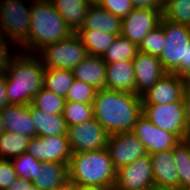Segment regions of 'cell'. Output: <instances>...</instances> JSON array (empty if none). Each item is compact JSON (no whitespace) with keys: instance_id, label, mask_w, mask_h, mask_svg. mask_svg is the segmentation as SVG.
<instances>
[{"instance_id":"1","label":"cell","mask_w":190,"mask_h":190,"mask_svg":"<svg viewBox=\"0 0 190 190\" xmlns=\"http://www.w3.org/2000/svg\"><path fill=\"white\" fill-rule=\"evenodd\" d=\"M93 115L109 135L132 131L142 114V96L107 88L97 90Z\"/></svg>"},{"instance_id":"2","label":"cell","mask_w":190,"mask_h":190,"mask_svg":"<svg viewBox=\"0 0 190 190\" xmlns=\"http://www.w3.org/2000/svg\"><path fill=\"white\" fill-rule=\"evenodd\" d=\"M20 52L15 53L4 74L6 95L9 104L30 105L43 87L45 68L37 54Z\"/></svg>"},{"instance_id":"3","label":"cell","mask_w":190,"mask_h":190,"mask_svg":"<svg viewBox=\"0 0 190 190\" xmlns=\"http://www.w3.org/2000/svg\"><path fill=\"white\" fill-rule=\"evenodd\" d=\"M28 39L19 51L37 54L42 48L69 37L73 32L50 0H33ZM21 48V49H20Z\"/></svg>"},{"instance_id":"4","label":"cell","mask_w":190,"mask_h":190,"mask_svg":"<svg viewBox=\"0 0 190 190\" xmlns=\"http://www.w3.org/2000/svg\"><path fill=\"white\" fill-rule=\"evenodd\" d=\"M69 182L86 187L114 189L117 169L107 148L72 153L68 163Z\"/></svg>"},{"instance_id":"5","label":"cell","mask_w":190,"mask_h":190,"mask_svg":"<svg viewBox=\"0 0 190 190\" xmlns=\"http://www.w3.org/2000/svg\"><path fill=\"white\" fill-rule=\"evenodd\" d=\"M37 55L45 69L72 71L89 54L79 36L72 33L61 41L45 46Z\"/></svg>"},{"instance_id":"6","label":"cell","mask_w":190,"mask_h":190,"mask_svg":"<svg viewBox=\"0 0 190 190\" xmlns=\"http://www.w3.org/2000/svg\"><path fill=\"white\" fill-rule=\"evenodd\" d=\"M24 1H0V32L17 45L16 48L28 39L30 30L31 7L28 8Z\"/></svg>"},{"instance_id":"7","label":"cell","mask_w":190,"mask_h":190,"mask_svg":"<svg viewBox=\"0 0 190 190\" xmlns=\"http://www.w3.org/2000/svg\"><path fill=\"white\" fill-rule=\"evenodd\" d=\"M165 44L160 56L163 69L174 73L184 62L186 46L190 44V27L171 22L164 17L160 21Z\"/></svg>"},{"instance_id":"8","label":"cell","mask_w":190,"mask_h":190,"mask_svg":"<svg viewBox=\"0 0 190 190\" xmlns=\"http://www.w3.org/2000/svg\"><path fill=\"white\" fill-rule=\"evenodd\" d=\"M142 114L156 127L175 134L180 140L188 137L183 102L142 105Z\"/></svg>"},{"instance_id":"9","label":"cell","mask_w":190,"mask_h":190,"mask_svg":"<svg viewBox=\"0 0 190 190\" xmlns=\"http://www.w3.org/2000/svg\"><path fill=\"white\" fill-rule=\"evenodd\" d=\"M67 138L72 153H82L104 149L107 146L108 132L95 118L75 126L67 127Z\"/></svg>"},{"instance_id":"10","label":"cell","mask_w":190,"mask_h":190,"mask_svg":"<svg viewBox=\"0 0 190 190\" xmlns=\"http://www.w3.org/2000/svg\"><path fill=\"white\" fill-rule=\"evenodd\" d=\"M155 186L150 155L117 170L113 190H151Z\"/></svg>"},{"instance_id":"11","label":"cell","mask_w":190,"mask_h":190,"mask_svg":"<svg viewBox=\"0 0 190 190\" xmlns=\"http://www.w3.org/2000/svg\"><path fill=\"white\" fill-rule=\"evenodd\" d=\"M163 9L136 8L122 19L121 35L137 46L148 32L160 25Z\"/></svg>"},{"instance_id":"12","label":"cell","mask_w":190,"mask_h":190,"mask_svg":"<svg viewBox=\"0 0 190 190\" xmlns=\"http://www.w3.org/2000/svg\"><path fill=\"white\" fill-rule=\"evenodd\" d=\"M26 153L40 162L69 163L72 156L67 135L33 137Z\"/></svg>"},{"instance_id":"13","label":"cell","mask_w":190,"mask_h":190,"mask_svg":"<svg viewBox=\"0 0 190 190\" xmlns=\"http://www.w3.org/2000/svg\"><path fill=\"white\" fill-rule=\"evenodd\" d=\"M106 148L117 170L148 155L143 144L131 131L109 135Z\"/></svg>"},{"instance_id":"14","label":"cell","mask_w":190,"mask_h":190,"mask_svg":"<svg viewBox=\"0 0 190 190\" xmlns=\"http://www.w3.org/2000/svg\"><path fill=\"white\" fill-rule=\"evenodd\" d=\"M131 132L143 144L148 155L172 150L181 141L175 134L156 127L143 115L136 121Z\"/></svg>"},{"instance_id":"15","label":"cell","mask_w":190,"mask_h":190,"mask_svg":"<svg viewBox=\"0 0 190 190\" xmlns=\"http://www.w3.org/2000/svg\"><path fill=\"white\" fill-rule=\"evenodd\" d=\"M187 83L177 74L166 73L142 95V105L183 102Z\"/></svg>"},{"instance_id":"16","label":"cell","mask_w":190,"mask_h":190,"mask_svg":"<svg viewBox=\"0 0 190 190\" xmlns=\"http://www.w3.org/2000/svg\"><path fill=\"white\" fill-rule=\"evenodd\" d=\"M135 74V94L142 96L167 72L157 56L138 51L132 59Z\"/></svg>"},{"instance_id":"17","label":"cell","mask_w":190,"mask_h":190,"mask_svg":"<svg viewBox=\"0 0 190 190\" xmlns=\"http://www.w3.org/2000/svg\"><path fill=\"white\" fill-rule=\"evenodd\" d=\"M150 158L155 186L179 189V177L172 150L152 153Z\"/></svg>"},{"instance_id":"18","label":"cell","mask_w":190,"mask_h":190,"mask_svg":"<svg viewBox=\"0 0 190 190\" xmlns=\"http://www.w3.org/2000/svg\"><path fill=\"white\" fill-rule=\"evenodd\" d=\"M1 115L4 131L36 137L35 124L30 115V105H7Z\"/></svg>"},{"instance_id":"19","label":"cell","mask_w":190,"mask_h":190,"mask_svg":"<svg viewBox=\"0 0 190 190\" xmlns=\"http://www.w3.org/2000/svg\"><path fill=\"white\" fill-rule=\"evenodd\" d=\"M72 71L74 79L97 90L106 88V62L102 56L88 55Z\"/></svg>"},{"instance_id":"20","label":"cell","mask_w":190,"mask_h":190,"mask_svg":"<svg viewBox=\"0 0 190 190\" xmlns=\"http://www.w3.org/2000/svg\"><path fill=\"white\" fill-rule=\"evenodd\" d=\"M106 88L135 94V74L132 60L106 64Z\"/></svg>"},{"instance_id":"21","label":"cell","mask_w":190,"mask_h":190,"mask_svg":"<svg viewBox=\"0 0 190 190\" xmlns=\"http://www.w3.org/2000/svg\"><path fill=\"white\" fill-rule=\"evenodd\" d=\"M69 182L68 163L41 162L32 183L40 190H55Z\"/></svg>"},{"instance_id":"22","label":"cell","mask_w":190,"mask_h":190,"mask_svg":"<svg viewBox=\"0 0 190 190\" xmlns=\"http://www.w3.org/2000/svg\"><path fill=\"white\" fill-rule=\"evenodd\" d=\"M122 19L100 5L89 6L84 23L79 30H94L121 34Z\"/></svg>"},{"instance_id":"23","label":"cell","mask_w":190,"mask_h":190,"mask_svg":"<svg viewBox=\"0 0 190 190\" xmlns=\"http://www.w3.org/2000/svg\"><path fill=\"white\" fill-rule=\"evenodd\" d=\"M30 115L35 124L36 136L66 135L67 124L62 114H49L30 104Z\"/></svg>"},{"instance_id":"24","label":"cell","mask_w":190,"mask_h":190,"mask_svg":"<svg viewBox=\"0 0 190 190\" xmlns=\"http://www.w3.org/2000/svg\"><path fill=\"white\" fill-rule=\"evenodd\" d=\"M50 1L58 13L65 19L67 26L73 33H76L79 29H81L89 8V5L84 0Z\"/></svg>"},{"instance_id":"25","label":"cell","mask_w":190,"mask_h":190,"mask_svg":"<svg viewBox=\"0 0 190 190\" xmlns=\"http://www.w3.org/2000/svg\"><path fill=\"white\" fill-rule=\"evenodd\" d=\"M76 34L86 47L88 54L95 56H103L115 38L121 35L94 30H78Z\"/></svg>"},{"instance_id":"26","label":"cell","mask_w":190,"mask_h":190,"mask_svg":"<svg viewBox=\"0 0 190 190\" xmlns=\"http://www.w3.org/2000/svg\"><path fill=\"white\" fill-rule=\"evenodd\" d=\"M30 137L14 132L3 131L0 133V159L12 160L25 153L30 142Z\"/></svg>"},{"instance_id":"27","label":"cell","mask_w":190,"mask_h":190,"mask_svg":"<svg viewBox=\"0 0 190 190\" xmlns=\"http://www.w3.org/2000/svg\"><path fill=\"white\" fill-rule=\"evenodd\" d=\"M73 80L71 70L45 69L43 87L65 98Z\"/></svg>"},{"instance_id":"28","label":"cell","mask_w":190,"mask_h":190,"mask_svg":"<svg viewBox=\"0 0 190 190\" xmlns=\"http://www.w3.org/2000/svg\"><path fill=\"white\" fill-rule=\"evenodd\" d=\"M138 46L128 38L118 35L102 56L106 64L132 60L138 53Z\"/></svg>"},{"instance_id":"29","label":"cell","mask_w":190,"mask_h":190,"mask_svg":"<svg viewBox=\"0 0 190 190\" xmlns=\"http://www.w3.org/2000/svg\"><path fill=\"white\" fill-rule=\"evenodd\" d=\"M175 167L179 177V188H190V144L179 141L172 149Z\"/></svg>"},{"instance_id":"30","label":"cell","mask_w":190,"mask_h":190,"mask_svg":"<svg viewBox=\"0 0 190 190\" xmlns=\"http://www.w3.org/2000/svg\"><path fill=\"white\" fill-rule=\"evenodd\" d=\"M62 116L67 127L75 126L94 118L92 103L65 101Z\"/></svg>"},{"instance_id":"31","label":"cell","mask_w":190,"mask_h":190,"mask_svg":"<svg viewBox=\"0 0 190 190\" xmlns=\"http://www.w3.org/2000/svg\"><path fill=\"white\" fill-rule=\"evenodd\" d=\"M65 98L42 87L33 97L32 104L42 112L49 114H62Z\"/></svg>"},{"instance_id":"32","label":"cell","mask_w":190,"mask_h":190,"mask_svg":"<svg viewBox=\"0 0 190 190\" xmlns=\"http://www.w3.org/2000/svg\"><path fill=\"white\" fill-rule=\"evenodd\" d=\"M163 17L171 22L190 27V0H172L163 8Z\"/></svg>"},{"instance_id":"33","label":"cell","mask_w":190,"mask_h":190,"mask_svg":"<svg viewBox=\"0 0 190 190\" xmlns=\"http://www.w3.org/2000/svg\"><path fill=\"white\" fill-rule=\"evenodd\" d=\"M11 161L17 177L26 181L32 182L36 177L37 170H40L41 162L26 152L13 158Z\"/></svg>"},{"instance_id":"34","label":"cell","mask_w":190,"mask_h":190,"mask_svg":"<svg viewBox=\"0 0 190 190\" xmlns=\"http://www.w3.org/2000/svg\"><path fill=\"white\" fill-rule=\"evenodd\" d=\"M165 44V37L161 25L147 33L140 45L139 51L159 57Z\"/></svg>"},{"instance_id":"35","label":"cell","mask_w":190,"mask_h":190,"mask_svg":"<svg viewBox=\"0 0 190 190\" xmlns=\"http://www.w3.org/2000/svg\"><path fill=\"white\" fill-rule=\"evenodd\" d=\"M97 89L84 83L83 81L74 79L70 89L65 97L66 101L77 103H93Z\"/></svg>"},{"instance_id":"36","label":"cell","mask_w":190,"mask_h":190,"mask_svg":"<svg viewBox=\"0 0 190 190\" xmlns=\"http://www.w3.org/2000/svg\"><path fill=\"white\" fill-rule=\"evenodd\" d=\"M99 5L121 19L134 8L130 0H101Z\"/></svg>"},{"instance_id":"37","label":"cell","mask_w":190,"mask_h":190,"mask_svg":"<svg viewBox=\"0 0 190 190\" xmlns=\"http://www.w3.org/2000/svg\"><path fill=\"white\" fill-rule=\"evenodd\" d=\"M17 178L12 161L0 159V190L8 189Z\"/></svg>"},{"instance_id":"38","label":"cell","mask_w":190,"mask_h":190,"mask_svg":"<svg viewBox=\"0 0 190 190\" xmlns=\"http://www.w3.org/2000/svg\"><path fill=\"white\" fill-rule=\"evenodd\" d=\"M10 43L14 44L8 38H5L0 32V76L5 74L12 58L15 56V54H10Z\"/></svg>"},{"instance_id":"39","label":"cell","mask_w":190,"mask_h":190,"mask_svg":"<svg viewBox=\"0 0 190 190\" xmlns=\"http://www.w3.org/2000/svg\"><path fill=\"white\" fill-rule=\"evenodd\" d=\"M187 84L190 83V44L186 46L185 62L174 72Z\"/></svg>"},{"instance_id":"40","label":"cell","mask_w":190,"mask_h":190,"mask_svg":"<svg viewBox=\"0 0 190 190\" xmlns=\"http://www.w3.org/2000/svg\"><path fill=\"white\" fill-rule=\"evenodd\" d=\"M183 106H184V117L188 129V134H190V83L187 84L186 90L183 96Z\"/></svg>"},{"instance_id":"41","label":"cell","mask_w":190,"mask_h":190,"mask_svg":"<svg viewBox=\"0 0 190 190\" xmlns=\"http://www.w3.org/2000/svg\"><path fill=\"white\" fill-rule=\"evenodd\" d=\"M6 190H40L31 181L17 178Z\"/></svg>"},{"instance_id":"42","label":"cell","mask_w":190,"mask_h":190,"mask_svg":"<svg viewBox=\"0 0 190 190\" xmlns=\"http://www.w3.org/2000/svg\"><path fill=\"white\" fill-rule=\"evenodd\" d=\"M133 7L136 8H150V9H163L157 0H130Z\"/></svg>"},{"instance_id":"43","label":"cell","mask_w":190,"mask_h":190,"mask_svg":"<svg viewBox=\"0 0 190 190\" xmlns=\"http://www.w3.org/2000/svg\"><path fill=\"white\" fill-rule=\"evenodd\" d=\"M7 86L5 75L0 76V111H2L7 105H10L7 100Z\"/></svg>"},{"instance_id":"44","label":"cell","mask_w":190,"mask_h":190,"mask_svg":"<svg viewBox=\"0 0 190 190\" xmlns=\"http://www.w3.org/2000/svg\"><path fill=\"white\" fill-rule=\"evenodd\" d=\"M74 190H112V189L106 187H86V186L74 185Z\"/></svg>"},{"instance_id":"45","label":"cell","mask_w":190,"mask_h":190,"mask_svg":"<svg viewBox=\"0 0 190 190\" xmlns=\"http://www.w3.org/2000/svg\"><path fill=\"white\" fill-rule=\"evenodd\" d=\"M55 190H74V184L71 182H68L66 185Z\"/></svg>"},{"instance_id":"46","label":"cell","mask_w":190,"mask_h":190,"mask_svg":"<svg viewBox=\"0 0 190 190\" xmlns=\"http://www.w3.org/2000/svg\"><path fill=\"white\" fill-rule=\"evenodd\" d=\"M89 6L99 5L101 0H84Z\"/></svg>"},{"instance_id":"47","label":"cell","mask_w":190,"mask_h":190,"mask_svg":"<svg viewBox=\"0 0 190 190\" xmlns=\"http://www.w3.org/2000/svg\"><path fill=\"white\" fill-rule=\"evenodd\" d=\"M158 1V4L164 8L166 7L172 0H157Z\"/></svg>"},{"instance_id":"48","label":"cell","mask_w":190,"mask_h":190,"mask_svg":"<svg viewBox=\"0 0 190 190\" xmlns=\"http://www.w3.org/2000/svg\"><path fill=\"white\" fill-rule=\"evenodd\" d=\"M3 131H4V123H3V118L0 111V133Z\"/></svg>"},{"instance_id":"49","label":"cell","mask_w":190,"mask_h":190,"mask_svg":"<svg viewBox=\"0 0 190 190\" xmlns=\"http://www.w3.org/2000/svg\"><path fill=\"white\" fill-rule=\"evenodd\" d=\"M151 190H178V189L163 188V187H156V186H154Z\"/></svg>"},{"instance_id":"50","label":"cell","mask_w":190,"mask_h":190,"mask_svg":"<svg viewBox=\"0 0 190 190\" xmlns=\"http://www.w3.org/2000/svg\"><path fill=\"white\" fill-rule=\"evenodd\" d=\"M186 140L189 142L190 144V134L188 135V137L186 138Z\"/></svg>"},{"instance_id":"51","label":"cell","mask_w":190,"mask_h":190,"mask_svg":"<svg viewBox=\"0 0 190 190\" xmlns=\"http://www.w3.org/2000/svg\"><path fill=\"white\" fill-rule=\"evenodd\" d=\"M178 190H190V188H179Z\"/></svg>"}]
</instances>
